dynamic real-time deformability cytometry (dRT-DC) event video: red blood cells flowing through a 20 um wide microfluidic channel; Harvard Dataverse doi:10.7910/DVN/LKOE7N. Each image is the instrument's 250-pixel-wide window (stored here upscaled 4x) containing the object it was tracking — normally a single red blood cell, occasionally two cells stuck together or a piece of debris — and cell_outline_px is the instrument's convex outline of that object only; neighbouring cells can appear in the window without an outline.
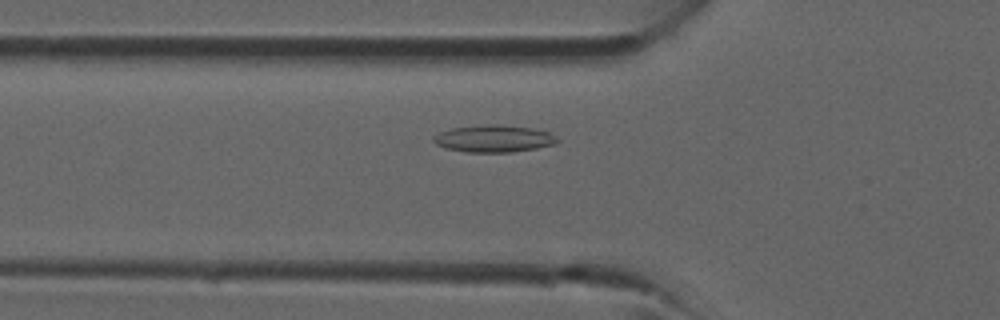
{"species": "common noctule bat (a hibernating species)", "species_latin": "Nyctalus noctula", "temperature_condition": "room temperature", "stored_images_in_passage": 22, "camera_frame_rate_fps": 3000, "um_per_image_px": 0.085, "animal": {"sex": "male", "forearm_length_mm": 52.5}, "frame": {"image": 1, "passage_image": 3, "time_ms": 0.667, "image_size_px": [1000, 320], "cell_outline_px": [[560, 140], [552, 144], [536, 148], [512, 152], [468, 152], [448, 148], [436, 144], [432, 140], [432, 136], [440, 132], [452, 128], [484, 124], [500, 124], [544, 128], [556, 136]], "centroid_in_image_um": [42.03, 11.75], "position_along_channel_um": 83.8, "area_um2": 19.88}}
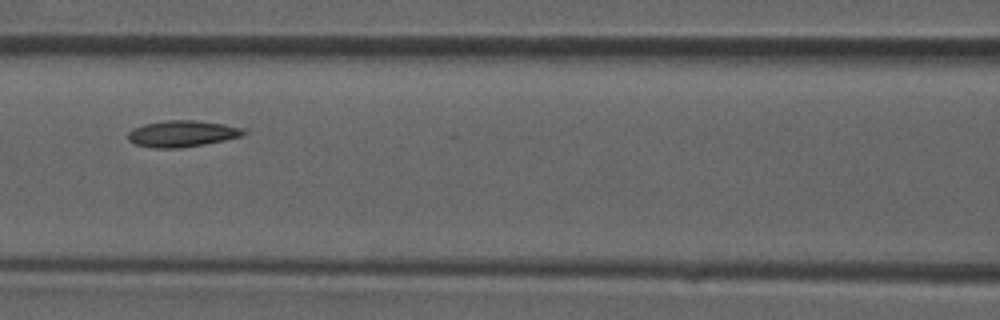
{"frame": {"image": 2, "passage_image": 7, "time_ms": 2.0, "image_size_px": [1000, 320], "cell_outline_px": [[248, 132], [244, 136], [204, 144], [180, 148], [152, 148], [136, 144], [128, 140], [128, 132], [132, 128], [144, 124], [164, 120], [196, 120], [224, 124], [248, 128]], "centroid_in_image_um": [15.53, 11.35], "position_along_channel_um": 151.1, "area_um2": 18.09}}
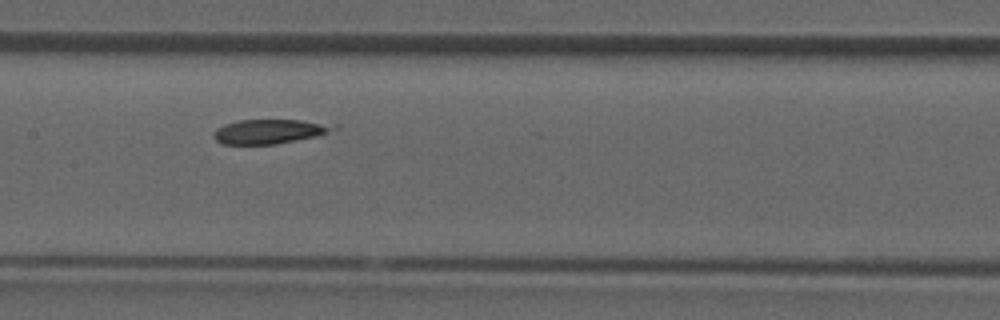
{"frame": {"image": 3, "passage_image": 9, "time_ms": 2.667, "image_size_px": [1000, 320], "cell_outline_px": [[340, 128], [328, 132], [296, 140], [276, 144], [224, 144], [216, 140], [212, 136], [216, 128], [224, 124], [240, 120], [300, 120], [340, 124]], "centroid_in_image_um": [22.93, 11.16], "position_along_channel_um": 184.5, "area_um2": 17.05}}